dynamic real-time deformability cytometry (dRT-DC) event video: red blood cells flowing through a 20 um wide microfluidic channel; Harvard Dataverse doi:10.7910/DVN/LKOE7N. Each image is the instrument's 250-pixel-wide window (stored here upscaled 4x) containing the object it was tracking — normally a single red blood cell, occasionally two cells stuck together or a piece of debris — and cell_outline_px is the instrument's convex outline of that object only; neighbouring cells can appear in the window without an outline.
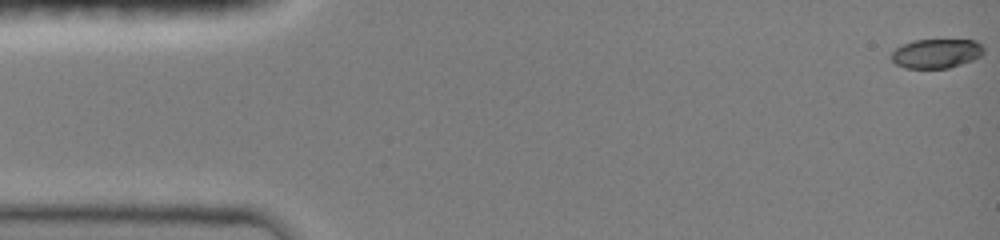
{"species": "common noctule bat (a hibernating species)", "species_latin": "Nyctalus noctula", "temperature_condition": "room temperature", "stored_images_in_passage": 8, "camera_frame_rate_fps": 3000, "um_per_image_px": 0.085, "animal": {"sex": "female", "body_mass_g": 19.0, "forearm_length_mm": 51.5}, "frame": {"image": 1, "passage_image": 1, "time_ms": 0.0, "image_size_px": [1000, 240], "cell_outline_px": [[984, 52], [980, 56], [972, 60], [948, 68], [904, 68], [896, 64], [892, 60], [892, 52], [896, 48], [904, 44], [916, 40], [976, 40], [984, 48]], "centroid_in_image_um": [79.6, 4.55], "position_along_channel_um": 5.4, "area_um2": 15.61}}